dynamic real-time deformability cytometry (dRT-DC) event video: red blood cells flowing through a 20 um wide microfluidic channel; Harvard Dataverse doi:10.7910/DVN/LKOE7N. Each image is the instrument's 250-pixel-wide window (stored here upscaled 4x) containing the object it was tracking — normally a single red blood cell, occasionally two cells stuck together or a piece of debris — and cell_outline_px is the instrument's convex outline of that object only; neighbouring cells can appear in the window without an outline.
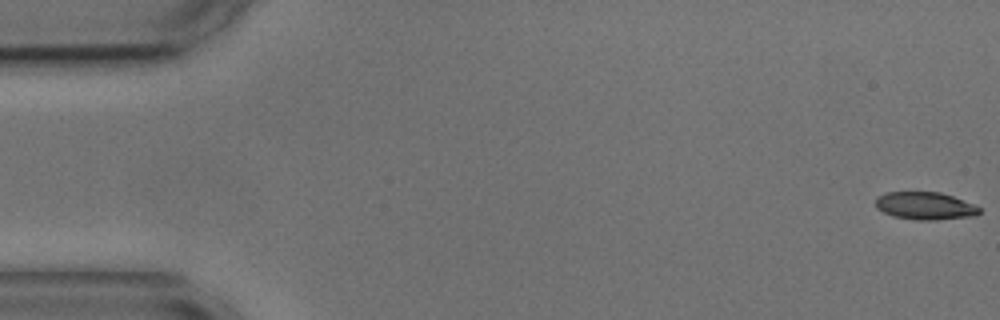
{"species": "common noctule bat (a hibernating species)", "species_latin": "Nyctalus noctula", "temperature_condition": "cold", "stored_images_in_passage": 49, "camera_frame_rate_fps": 3000, "um_per_image_px": 0.085, "animal": {"sex": "male", "body_mass_g": 17.9, "forearm_length_mm": 54.2}, "frame": {"image": 1, "passage_image": 1, "time_ms": 0.0, "image_size_px": [1000, 320], "cell_outline_px": [[980, 212], [976, 216], [936, 220], [916, 220], [892, 216], [876, 208], [876, 196], [888, 192], [940, 192], [952, 196], [972, 204], [980, 208]], "centroid_in_image_um": [78.61, 17.5], "position_along_channel_um": 6.4, "area_um2": 16.7}}
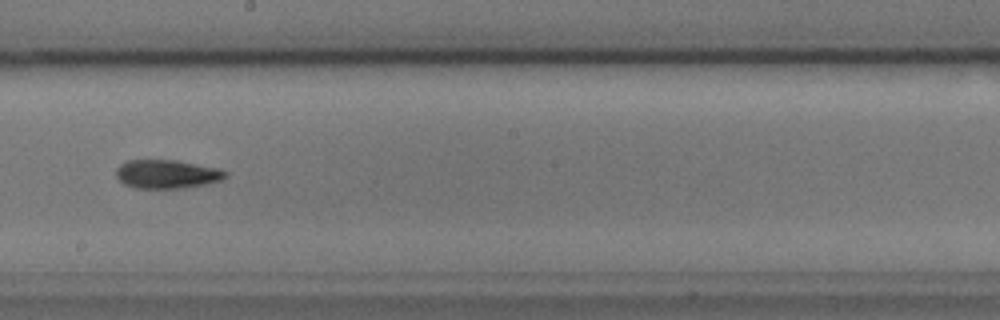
{"frame": {"image": 2, "passage_image": 31, "time_ms": 10.0, "image_size_px": [1000, 320], "cell_outline_px": [[228, 176], [220, 180], [204, 184], [180, 188], [136, 188], [124, 184], [116, 176], [116, 168], [120, 164], [128, 160], [176, 160], [220, 168], [228, 172]], "centroid_in_image_um": [14.19, 14.79], "position_along_channel_um": 234.0, "area_um2": 18.26}}
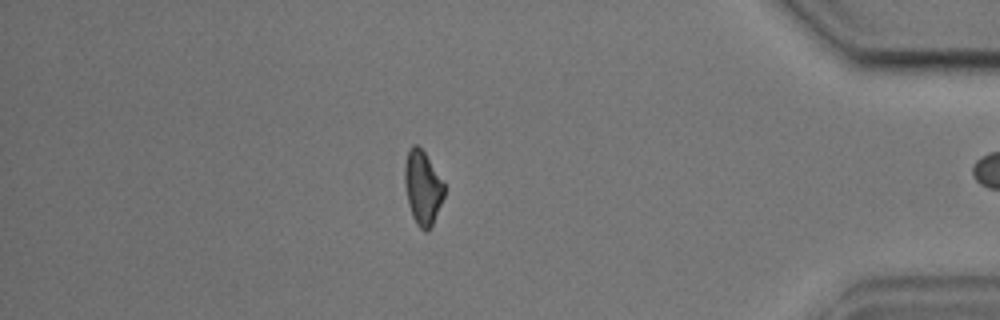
{"frame": {"image": 3, "passage_image": 48, "time_ms": 15.667, "image_size_px": [1000, 320], "cell_outline_px": [[444, 196], [432, 224], [424, 232], [416, 224], [412, 216], [408, 204], [404, 184], [404, 164], [408, 152], [412, 144], [416, 144], [424, 152], [444, 184]], "centroid_in_image_um": [35.89, 15.95], "position_along_channel_um": 399.3, "area_um2": 16.76}}